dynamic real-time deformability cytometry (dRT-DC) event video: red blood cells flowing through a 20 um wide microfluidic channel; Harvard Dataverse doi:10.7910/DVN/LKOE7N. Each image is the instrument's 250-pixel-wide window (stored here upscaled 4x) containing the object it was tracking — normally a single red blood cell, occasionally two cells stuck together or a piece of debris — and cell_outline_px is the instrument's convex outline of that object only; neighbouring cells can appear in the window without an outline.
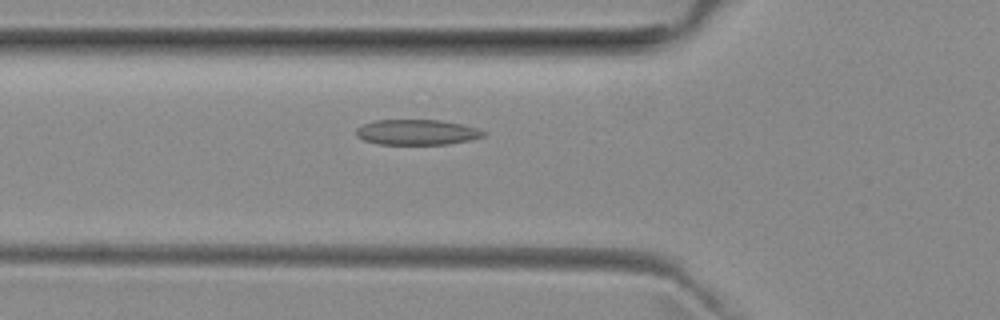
{"species": "common noctule bat (a hibernating species)", "species_latin": "Nyctalus noctula", "temperature_condition": "room temperature", "stored_images_in_passage": 36, "camera_frame_rate_fps": 3000, "um_per_image_px": 0.085, "animal": {"sex": "female", "body_mass_g": 29.2, "forearm_length_mm": 56.3}, "frame": {"image": 1, "passage_image": 8, "time_ms": 2.333, "image_size_px": [1000, 320], "cell_outline_px": [[488, 132], [484, 136], [468, 140], [448, 144], [380, 144], [364, 140], [356, 136], [356, 128], [364, 124], [376, 120], [440, 120], [460, 124], [476, 128]], "centroid_in_image_um": [35.43, 11.24], "position_along_channel_um": 90.4, "area_um2": 18.67}}
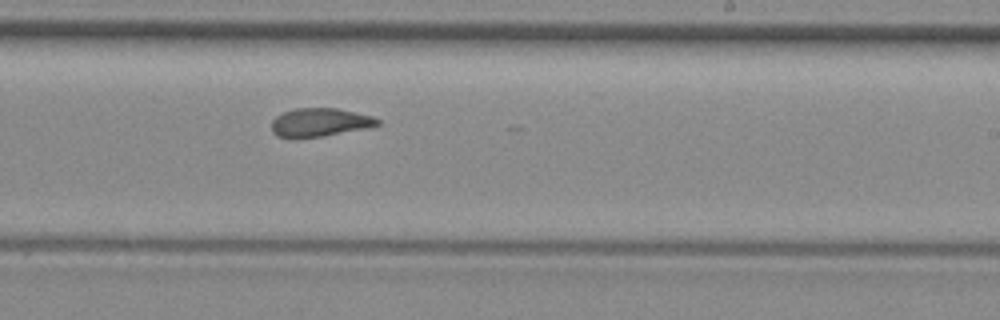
{"frame": {"image": 2, "passage_image": 21, "time_ms": 6.667, "image_size_px": [1000, 320], "cell_outline_px": [[380, 124], [364, 128], [324, 136], [296, 140], [276, 136], [272, 132], [272, 120], [276, 116], [284, 112], [296, 108], [336, 108], [372, 116], [380, 120]], "centroid_in_image_um": [27.11, 10.43], "position_along_channel_um": 261.9, "area_um2": 17.74}}
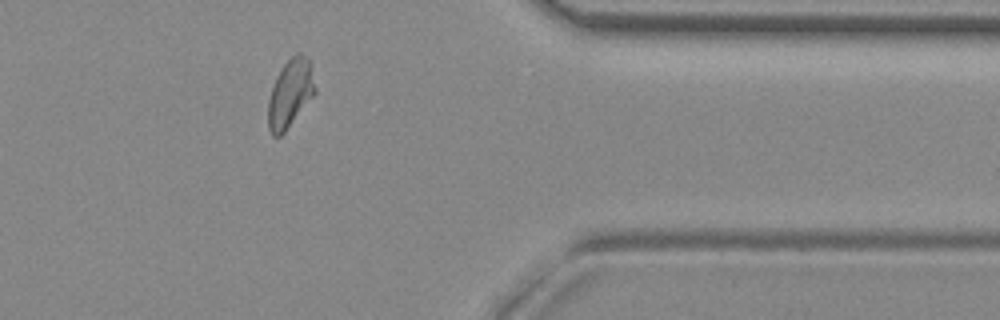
{"frame": {"image": 3, "passage_image": 32, "time_ms": 10.333, "image_size_px": [1000, 320], "cell_outline_px": [[316, 92], [284, 132], [280, 136], [272, 136], [268, 128], [268, 100], [276, 76], [280, 68], [296, 52], [300, 52], [308, 56], [316, 88]], "centroid_in_image_um": [24.66, 7.91], "position_along_channel_um": 386.7, "area_um2": 18.55}}